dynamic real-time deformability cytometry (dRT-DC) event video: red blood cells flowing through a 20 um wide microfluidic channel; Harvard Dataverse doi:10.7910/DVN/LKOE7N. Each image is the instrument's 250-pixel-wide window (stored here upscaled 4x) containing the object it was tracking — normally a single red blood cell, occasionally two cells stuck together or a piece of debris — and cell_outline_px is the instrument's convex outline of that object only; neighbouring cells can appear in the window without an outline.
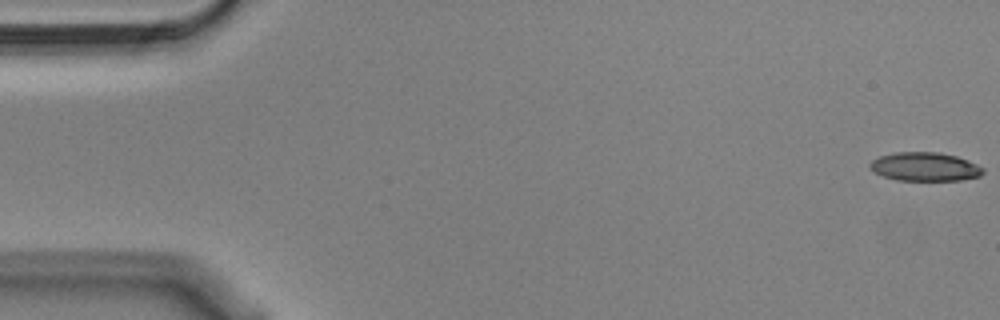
{"species": "Egyptian fruit bat (a non-hibernating species)", "species_latin": "Rousettus aegyptiacus", "temperature_condition": "cold", "stored_images_in_passage": 50, "camera_frame_rate_fps": 3000, "um_per_image_px": 0.085, "animal": {"sex": "male"}, "frame": {"image": 1, "passage_image": 1, "time_ms": 0.0, "image_size_px": [1000, 320], "cell_outline_px": [[984, 172], [980, 176], [960, 180], [896, 180], [884, 176], [876, 172], [868, 164], [872, 160], [880, 156], [896, 152], [940, 152], [956, 156], [968, 160], [984, 168]], "centroid_in_image_um": [78.64, 14.16], "position_along_channel_um": 6.4, "area_um2": 18.79}}
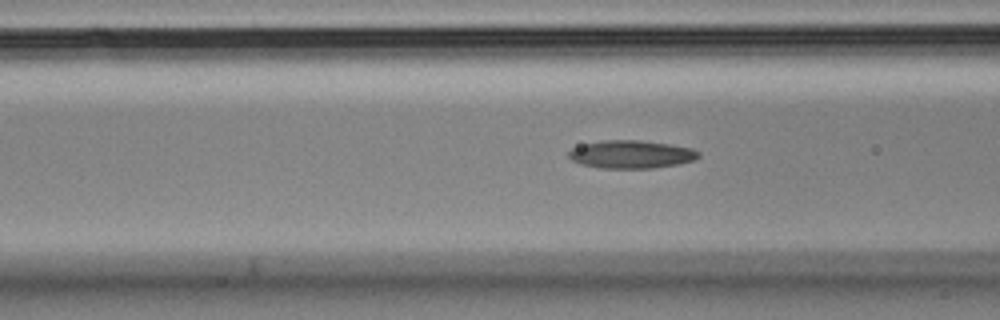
{"frame": {"image": 2, "passage_image": 21, "time_ms": 6.667, "image_size_px": [1000, 320], "cell_outline_px": [[700, 156], [692, 160], [676, 164], [652, 168], [600, 168], [580, 164], [572, 160], [568, 156], [568, 152], [572, 148], [580, 144], [600, 140], [640, 140], [668, 144], [692, 148], [700, 152]], "centroid_in_image_um": [53.6, 13.11], "position_along_channel_um": 113.0, "area_um2": 21.21}}
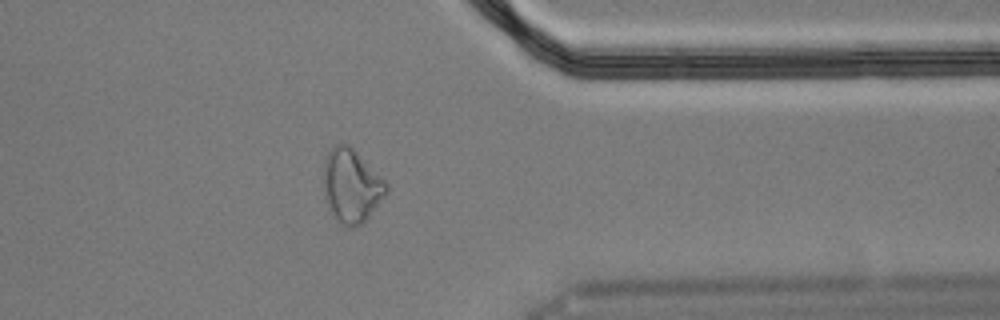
{"frame": {"image": 3, "passage_image": 44, "time_ms": 14.333, "image_size_px": [1000, 320], "cell_outline_px": [[388, 192], [368, 216], [360, 224], [352, 228], [344, 228], [332, 216], [328, 208], [324, 196], [324, 160], [328, 152], [336, 144], [348, 144], [388, 184]], "centroid_in_image_um": [29.84, 15.83], "position_along_channel_um": 381.6, "area_um2": 26.7}, "authors_computed_cell_mechanics": {"area_um2": 20.6635, "velocity_mm_per_s": 3.6444, "shape_relaxation_time_tau1_ms": null, "shape_relaxation_time_tau2_ms": 5.192, "deformation_change_tau1": null, "deformation_change_tau2": 0.1344}}